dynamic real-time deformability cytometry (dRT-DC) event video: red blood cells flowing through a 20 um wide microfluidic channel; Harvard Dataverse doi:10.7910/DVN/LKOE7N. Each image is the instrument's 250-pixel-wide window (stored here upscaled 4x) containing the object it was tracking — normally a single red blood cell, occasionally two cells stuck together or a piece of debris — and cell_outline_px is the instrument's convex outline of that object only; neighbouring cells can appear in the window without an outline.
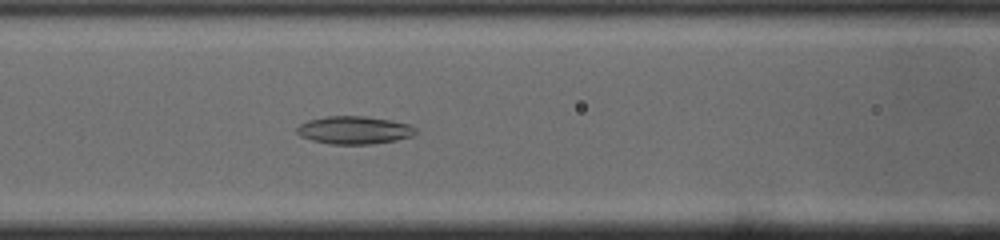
{"species": "common noctule bat (a hibernating species)", "species_latin": "Nyctalus noctula", "temperature_condition": "cold", "stored_images_in_passage": 39, "camera_frame_rate_fps": 3000, "um_per_image_px": 0.085, "animal": {"sex": "male", "body_mass_g": 19.0, "forearm_length_mm": 50.8}, "frame": {"image": 1, "passage_image": 17, "time_ms": 5.333, "image_size_px": [1000, 240], "cell_outline_px": [[416, 132], [412, 136], [396, 140], [372, 144], [332, 144], [312, 140], [300, 136], [296, 132], [296, 128], [300, 124], [308, 120], [328, 116], [364, 116], [388, 120], [408, 124], [416, 128]], "centroid_in_image_um": [30.09, 11.06], "position_along_channel_um": 136.5, "area_um2": 19.13}}
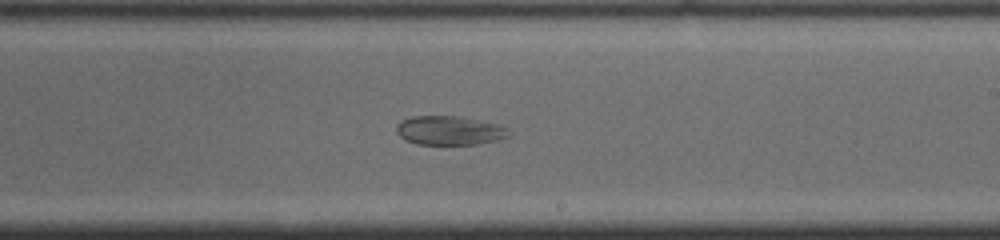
{"frame": {"image": 2, "passage_image": 26, "time_ms": 8.333, "image_size_px": [1000, 240], "cell_outline_px": [[508, 136], [496, 140], [476, 144], [416, 144], [404, 140], [396, 132], [396, 128], [400, 120], [412, 116], [456, 116], [492, 124], [504, 128]], "centroid_in_image_um": [38.06, 11.1], "position_along_channel_um": 250.9, "area_um2": 18.44}}
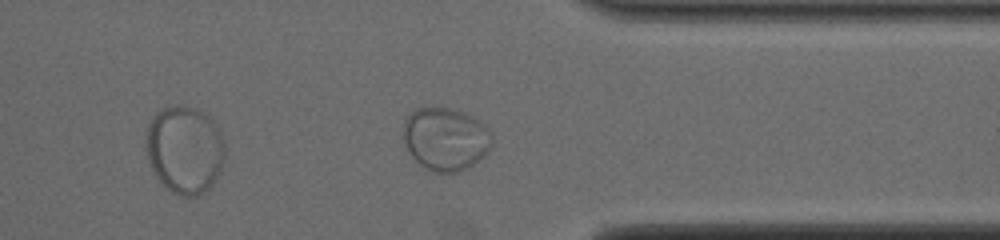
{"frame": {"image": 3, "passage_image": 36, "time_ms": 11.667, "image_size_px": [1000, 240], "cell_outline_px": [[492, 144], [488, 152], [484, 156], [472, 164], [456, 172], [432, 172], [424, 168], [412, 156], [404, 140], [404, 120], [416, 108], [448, 108], [472, 116], [480, 120], [492, 132]], "centroid_in_image_um": [37.89, 11.81], "position_along_channel_um": 373.5, "area_um2": 32.25}}